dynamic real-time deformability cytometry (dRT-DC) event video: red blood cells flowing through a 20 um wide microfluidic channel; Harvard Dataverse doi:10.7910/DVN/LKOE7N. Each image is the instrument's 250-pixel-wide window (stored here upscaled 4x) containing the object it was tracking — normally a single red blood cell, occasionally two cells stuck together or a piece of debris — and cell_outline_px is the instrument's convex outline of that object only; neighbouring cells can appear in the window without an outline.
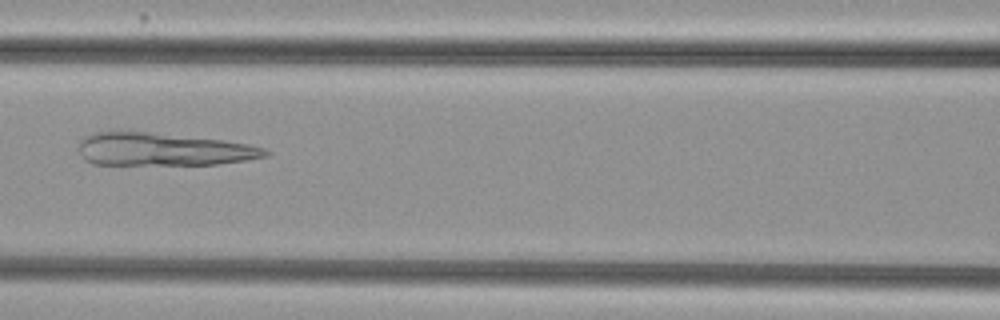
{"species": "common noctule bat (a hibernating species)", "species_latin": "Nyctalus noctula", "temperature_condition": "cold", "stored_images_in_passage": 36, "camera_frame_rate_fps": 3000, "um_per_image_px": 0.085, "animal": {"sex": "female", "body_mass_g": 29.2, "forearm_length_mm": 56.3}, "frame": {"image": 1, "passage_image": 7, "time_ms": 2.0, "image_size_px": [1000, 320], "cell_outline_px": [[272, 152], [268, 156], [248, 160], [216, 164], [92, 164], [84, 160], [80, 156], [80, 140], [84, 136], [92, 132], [148, 132], [224, 140], [264, 148]], "centroid_in_image_um": [13.85, 12.7], "position_along_channel_um": 152.8, "area_um2": 35.49}}
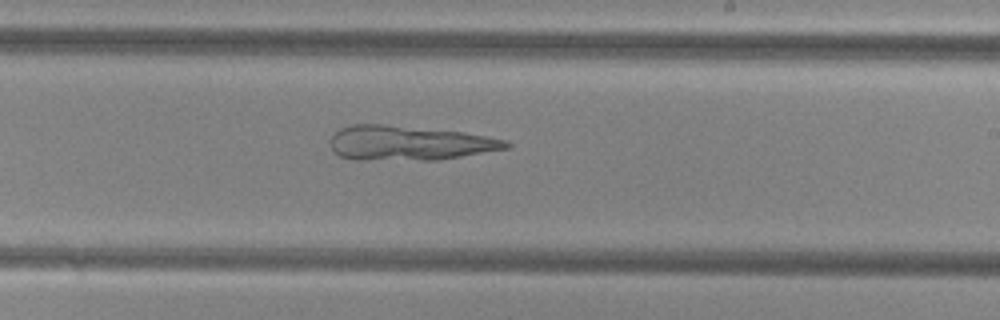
{"frame": {"image": 2, "passage_image": 15, "time_ms": 4.667, "image_size_px": [1000, 320], "cell_outline_px": [[512, 144], [508, 148], [436, 160], [356, 160], [340, 156], [332, 148], [332, 136], [340, 128], [352, 124], [384, 124], [464, 132], [508, 140]], "centroid_in_image_um": [34.78, 12.16], "position_along_channel_um": 254.2, "area_um2": 35.32}}
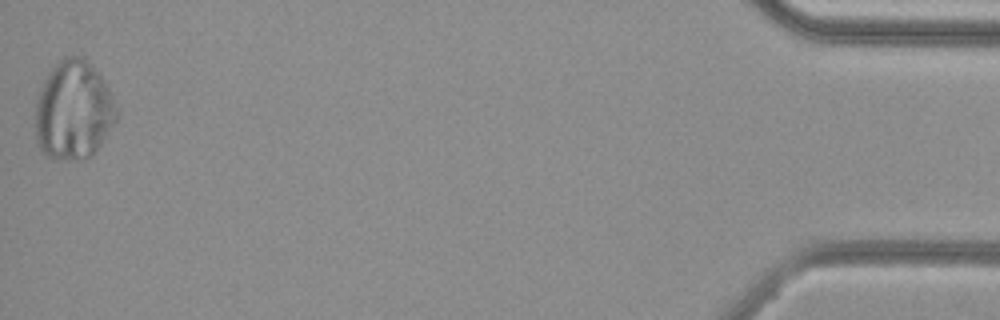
{"frame": {"image": 3, "passage_image": 36, "time_ms": 11.667, "image_size_px": [1000, 320], "cell_outline_px": [[120, 116], [92, 156], [84, 160], [56, 160], [44, 156], [36, 140], [36, 104], [40, 88], [48, 72], [64, 56], [84, 56], [100, 72], [112, 96]], "centroid_in_image_um": [6.27, 9.39], "position_along_channel_um": 428.9, "area_um2": 47.57}}